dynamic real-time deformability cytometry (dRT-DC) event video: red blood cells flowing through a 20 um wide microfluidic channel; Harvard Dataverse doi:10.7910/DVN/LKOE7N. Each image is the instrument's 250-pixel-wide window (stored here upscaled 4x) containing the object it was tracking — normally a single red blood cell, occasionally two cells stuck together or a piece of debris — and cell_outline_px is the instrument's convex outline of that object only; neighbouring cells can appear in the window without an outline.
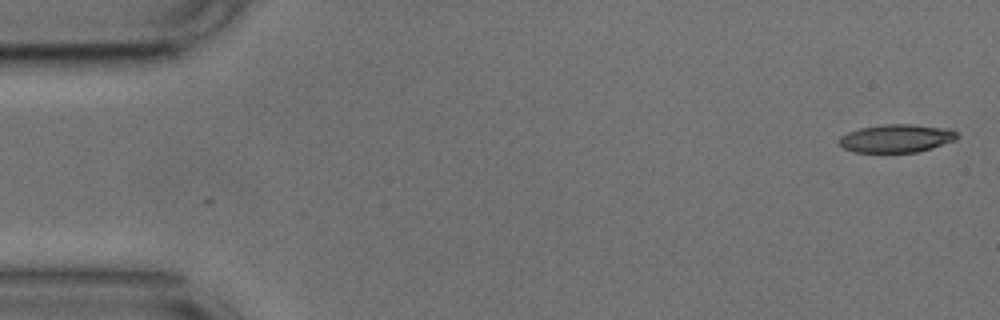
{"species": "common noctule bat (a hibernating species)", "species_latin": "Nyctalus noctula", "temperature_condition": "cold", "stored_images_in_passage": 2, "camera_frame_rate_fps": 3000, "um_per_image_px": 0.085, "animal": {"sex": "male", "body_mass_g": 17.9, "forearm_length_mm": 54.2}, "frame": {"image": 1, "passage_image": 1, "time_ms": 0.0, "image_size_px": [1000, 320], "cell_outline_px": [[960, 136], [956, 140], [932, 148], [916, 152], [852, 152], [844, 148], [840, 144], [840, 136], [848, 132], [860, 128], [884, 124], [912, 124], [952, 128]], "centroid_in_image_um": [76.25, 11.75], "position_along_channel_um": 8.8, "area_um2": 19.48}}